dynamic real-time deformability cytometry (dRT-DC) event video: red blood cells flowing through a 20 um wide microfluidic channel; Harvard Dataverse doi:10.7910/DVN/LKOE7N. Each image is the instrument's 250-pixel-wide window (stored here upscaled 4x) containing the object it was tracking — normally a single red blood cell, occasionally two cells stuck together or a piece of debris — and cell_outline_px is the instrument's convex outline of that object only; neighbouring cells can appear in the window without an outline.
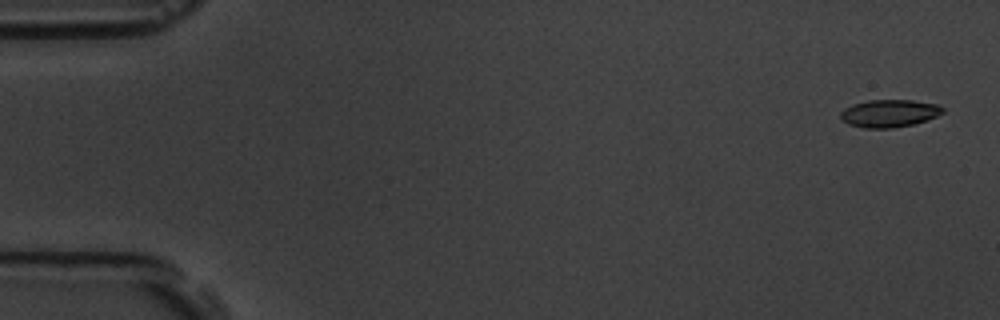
{"species": "common noctule bat (a hibernating species)", "species_latin": "Nyctalus noctula", "temperature_condition": "room temperature", "stored_images_in_passage": 6, "camera_frame_rate_fps": 3000, "um_per_image_px": 0.085, "animal": {"sex": "male", "body_mass_g": 19.5, "forearm_length_mm": 54.6}, "frame": {"image": 1, "passage_image": 1, "time_ms": 0.0, "image_size_px": [1000, 320], "cell_outline_px": [[944, 112], [936, 116], [912, 124], [892, 128], [864, 128], [848, 124], [840, 120], [840, 112], [844, 108], [852, 104], [868, 100], [912, 100], [940, 104], [944, 108]], "centroid_in_image_um": [75.56, 9.62], "position_along_channel_um": 9.4, "area_um2": 16.53}}
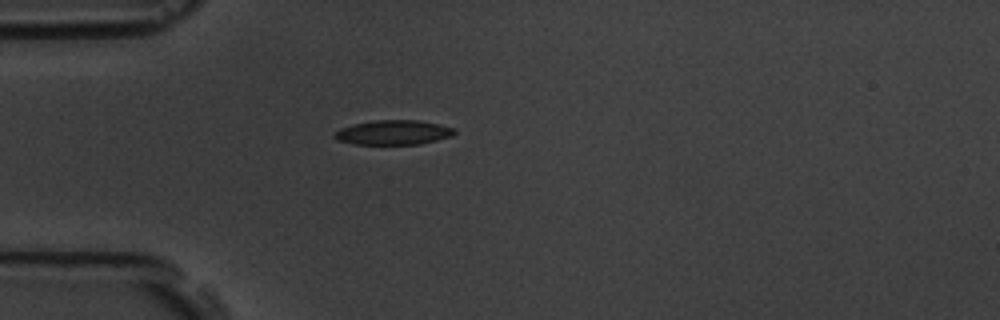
{"frame": {"image": 2, "passage_image": 5, "time_ms": 4.667, "image_size_px": [1000, 320], "cell_outline_px": [[456, 132], [452, 136], [420, 144], [356, 144], [336, 140], [332, 136], [340, 128], [352, 124], [376, 120], [416, 120], [440, 124], [456, 128]], "centroid_in_image_um": [33.44, 11.25], "position_along_channel_um": 51.6, "area_um2": 17.22}}